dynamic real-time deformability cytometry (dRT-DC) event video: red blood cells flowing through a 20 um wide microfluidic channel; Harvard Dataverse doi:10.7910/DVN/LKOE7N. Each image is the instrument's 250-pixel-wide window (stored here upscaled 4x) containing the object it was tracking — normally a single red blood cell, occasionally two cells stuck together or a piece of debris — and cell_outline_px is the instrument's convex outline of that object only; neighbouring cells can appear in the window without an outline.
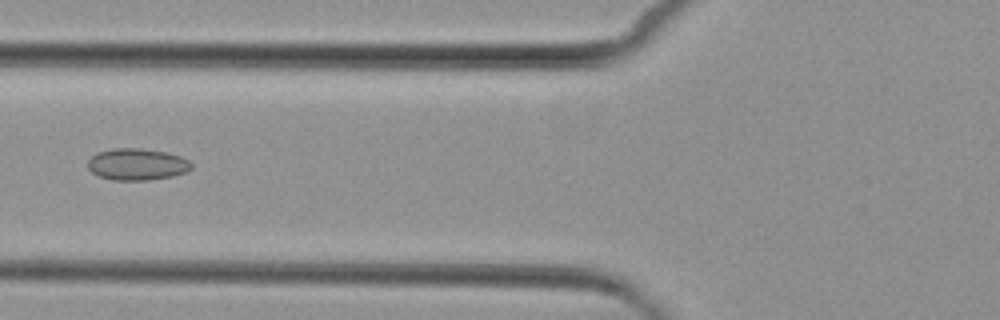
{"species": "common noctule bat (a hibernating species)", "species_latin": "Nyctalus noctula", "temperature_condition": "cold", "stored_images_in_passage": 6, "camera_frame_rate_fps": 3000, "um_per_image_px": 0.085, "animal": {"sex": "female", "body_mass_g": 29.2, "forearm_length_mm": 56.3}, "frame": {"image": 1, "passage_image": 5, "time_ms": 5.667, "image_size_px": [1000, 320], "cell_outline_px": [[192, 168], [188, 172], [172, 176], [148, 180], [112, 180], [100, 176], [92, 172], [88, 168], [88, 160], [92, 156], [100, 152], [112, 148], [140, 148], [164, 152], [180, 156], [188, 160], [192, 164]], "centroid_in_image_um": [11.66, 13.97], "position_along_channel_um": 114.1, "area_um2": 19.07}}
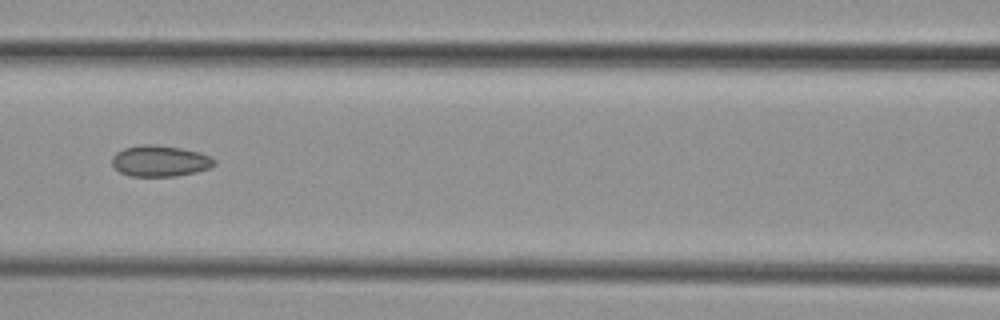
{"frame": {"image": 2, "passage_image": 6, "time_ms": 6.667, "image_size_px": [1000, 320], "cell_outline_px": [[216, 164], [212, 168], [196, 172], [176, 176], [128, 176], [120, 172], [112, 164], [112, 156], [116, 152], [124, 148], [140, 144], [156, 144], [180, 148], [200, 152], [212, 156], [216, 160]], "centroid_in_image_um": [13.63, 13.68], "position_along_channel_um": 153.0, "area_um2": 18.84}}